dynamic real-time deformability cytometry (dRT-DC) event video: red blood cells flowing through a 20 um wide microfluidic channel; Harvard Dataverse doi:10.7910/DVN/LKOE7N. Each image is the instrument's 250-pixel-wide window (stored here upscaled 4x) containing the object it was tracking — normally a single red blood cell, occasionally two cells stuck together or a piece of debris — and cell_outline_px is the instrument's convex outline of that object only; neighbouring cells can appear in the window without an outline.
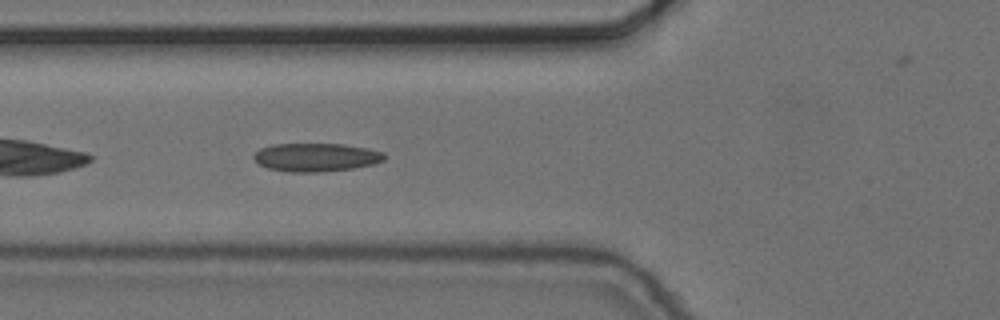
{"species": "common noctule bat (a hibernating species)", "species_latin": "Nyctalus noctula", "temperature_condition": "cold", "stored_images_in_passage": 15, "camera_frame_rate_fps": 3000, "um_per_image_px": 0.085, "animal": {"sex": "female", "body_mass_g": 24.6, "forearm_length_mm": 56.2}, "frame": {"image": 1, "passage_image": 5, "time_ms": 1.333, "image_size_px": [1000, 320], "cell_outline_px": [[384, 160], [372, 164], [352, 168], [320, 172], [288, 172], [268, 168], [260, 164], [252, 156], [260, 148], [272, 144], [340, 144], [368, 148], [384, 152]], "centroid_in_image_um": [26.85, 13.36], "position_along_channel_um": 99.0, "area_um2": 21.44}}
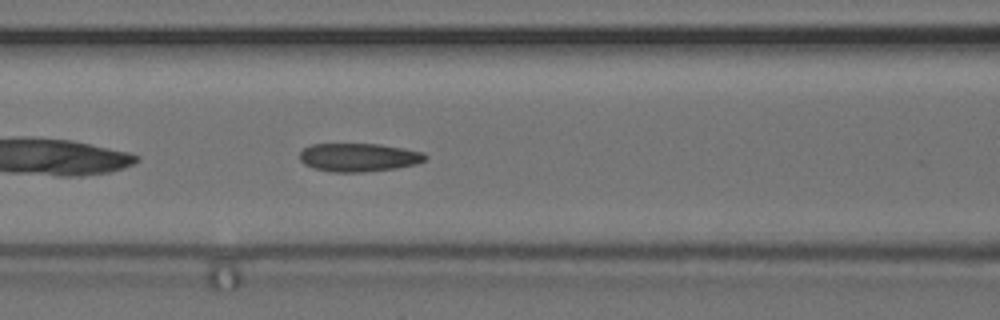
{"frame": {"image": 2, "passage_image": 8, "time_ms": 2.333, "image_size_px": [1000, 320], "cell_outline_px": [[428, 156], [424, 160], [416, 164], [396, 168], [364, 172], [332, 172], [312, 168], [304, 164], [300, 160], [300, 152], [304, 148], [312, 144], [380, 144], [404, 148], [424, 152]], "centroid_in_image_um": [30.49, 13.37], "position_along_channel_um": 136.1, "area_um2": 20.87}}
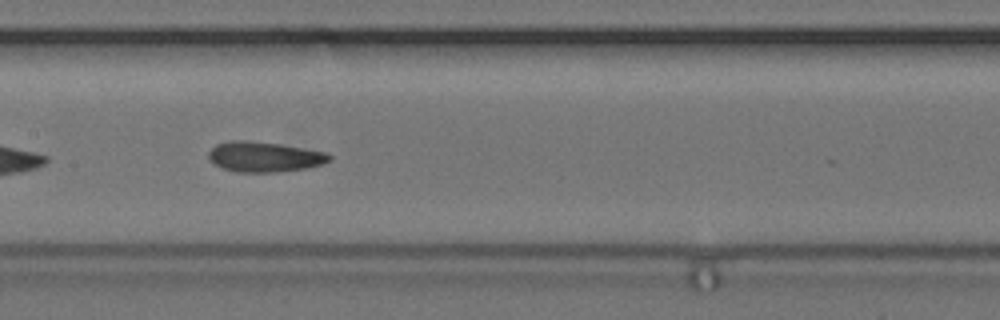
{"frame": {"image": 3, "passage_image": 12, "time_ms": 3.667, "image_size_px": [1000, 320], "cell_outline_px": [[332, 160], [324, 164], [304, 168], [272, 172], [236, 172], [220, 168], [208, 160], [208, 152], [216, 144], [228, 140], [248, 140], [280, 144], [328, 152], [332, 156]], "centroid_in_image_um": [22.45, 13.32], "position_along_channel_um": 185.0, "area_um2": 21.56}}